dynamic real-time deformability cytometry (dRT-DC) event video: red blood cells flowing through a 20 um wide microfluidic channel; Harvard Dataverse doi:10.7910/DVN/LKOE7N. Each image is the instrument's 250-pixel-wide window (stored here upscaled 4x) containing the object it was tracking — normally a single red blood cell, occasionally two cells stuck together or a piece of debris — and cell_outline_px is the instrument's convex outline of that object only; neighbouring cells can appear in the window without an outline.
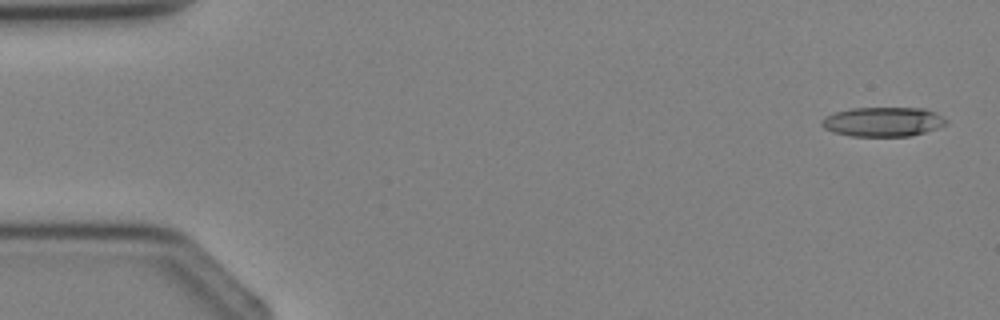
{"species": "Egyptian fruit bat (a non-hibernating species)", "species_latin": "Rousettus aegyptiacus", "temperature_condition": "cold", "stored_images_in_passage": 4, "camera_frame_rate_fps": 3000, "um_per_image_px": 0.085, "animal": {"sex": "female"}, "frame": {"image": 1, "passage_image": 1, "time_ms": 0.0, "image_size_px": [1000, 320], "cell_outline_px": [[948, 124], [924, 132], [908, 136], [852, 136], [832, 132], [824, 128], [820, 124], [820, 120], [824, 116], [836, 112], [852, 108], [924, 108], [936, 112], [948, 120]], "centroid_in_image_um": [75.04, 10.35], "position_along_channel_um": 10.0, "area_um2": 21.44}}
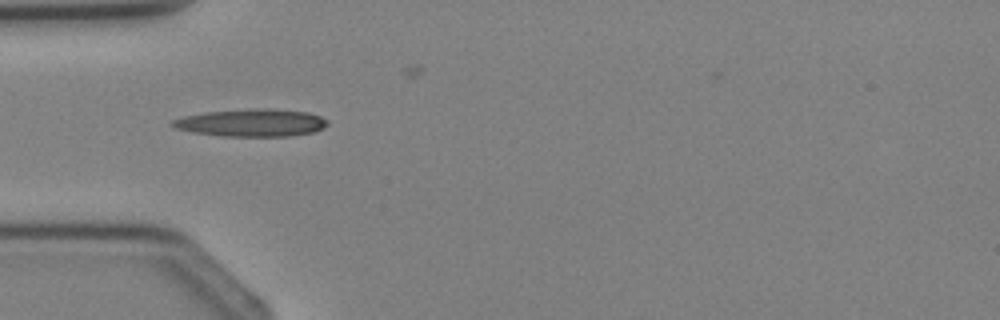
{"frame": {"image": 2, "passage_image": 4, "time_ms": 3.333, "image_size_px": [1000, 320], "cell_outline_px": [[328, 124], [324, 128], [316, 132], [292, 136], [220, 136], [192, 132], [176, 128], [168, 124], [172, 120], [184, 116], [204, 112], [256, 108], [264, 108], [308, 112], [320, 116], [328, 120]], "centroid_in_image_um": [21.39, 10.44], "position_along_channel_um": 63.6, "area_um2": 25.09}}